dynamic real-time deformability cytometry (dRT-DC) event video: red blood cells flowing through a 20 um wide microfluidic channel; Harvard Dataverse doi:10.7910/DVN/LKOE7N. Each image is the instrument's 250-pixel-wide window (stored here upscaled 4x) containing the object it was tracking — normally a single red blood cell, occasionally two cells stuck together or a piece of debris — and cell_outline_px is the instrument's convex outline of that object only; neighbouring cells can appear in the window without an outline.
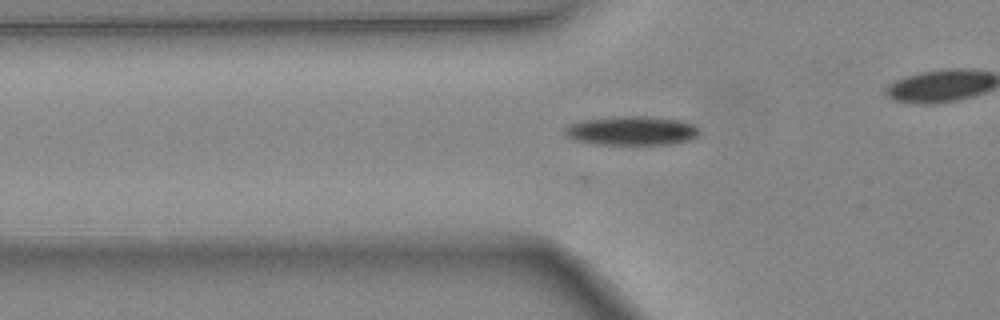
{"species": "common noctule bat (a hibernating species)", "species_latin": "Nyctalus noctula", "temperature_condition": "warm", "stored_images_in_passage": 29, "camera_frame_rate_fps": 3000, "um_per_image_px": 0.085, "animal": {"sex": "female", "body_mass_g": 24.6, "forearm_length_mm": 56.2}, "frame": {"image": 1, "passage_image": 7, "time_ms": 2.0, "image_size_px": [1000, 320], "cell_outline_px": [[700, 132], [692, 140], [672, 144], [592, 144], [572, 140], [564, 132], [564, 128], [568, 124], [580, 120], [612, 116], [648, 116], [684, 120], [700, 128]], "centroid_in_image_um": [53.69, 11.1], "position_along_channel_um": 72.1, "area_um2": 23.29}}
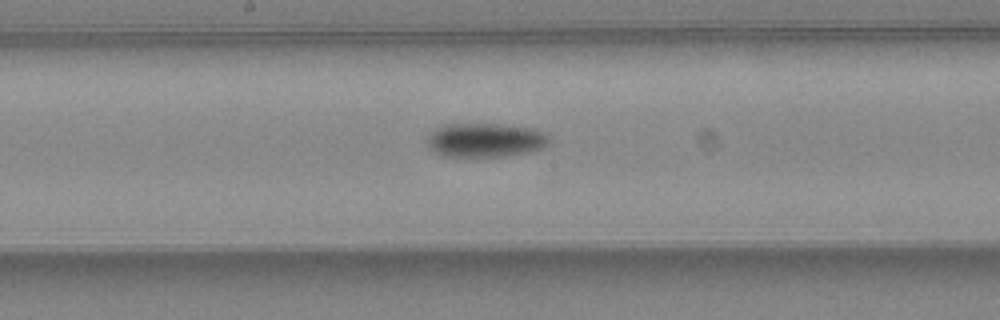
{"frame": {"image": 2, "passage_image": 16, "time_ms": 5.0, "image_size_px": [1000, 320], "cell_outline_px": [[548, 144], [532, 152], [504, 156], [440, 156], [432, 152], [428, 148], [424, 140], [428, 132], [444, 124], [500, 124], [532, 128], [544, 132], [548, 136]], "centroid_in_image_um": [41.15, 11.91], "position_along_channel_um": 207.0, "area_um2": 24.62}}
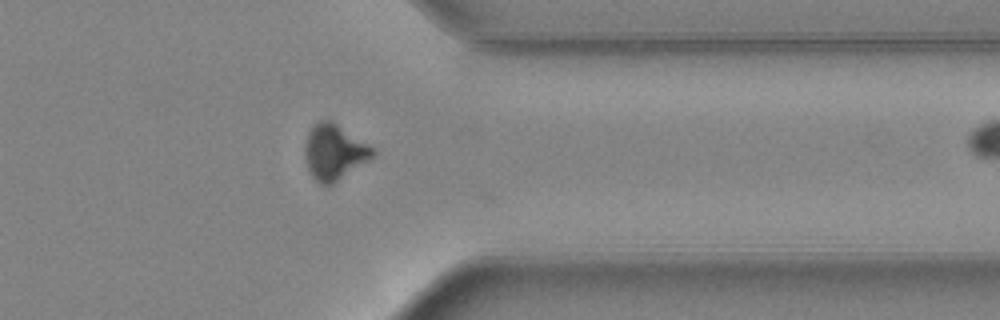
{"frame": {"image": 3, "passage_image": 28, "time_ms": 9.0, "image_size_px": [1000, 320], "cell_outline_px": [[376, 156], [332, 184], [320, 184], [312, 176], [308, 168], [304, 156], [304, 144], [308, 132], [320, 120], [332, 120], [372, 148], [376, 152]], "centroid_in_image_um": [28.39, 12.93], "position_along_channel_um": 383.0, "area_um2": 21.68}, "authors_computed_cell_mechanics": {"area_um2": 22.831, "velocity_mm_per_s": 4.512, "shape_relaxation_time_tau1_ms": 2.7368, "shape_relaxation_time_tau2_ms": null, "deformation_change_tau1": 0.1336, "deformation_change_tau2": null}}